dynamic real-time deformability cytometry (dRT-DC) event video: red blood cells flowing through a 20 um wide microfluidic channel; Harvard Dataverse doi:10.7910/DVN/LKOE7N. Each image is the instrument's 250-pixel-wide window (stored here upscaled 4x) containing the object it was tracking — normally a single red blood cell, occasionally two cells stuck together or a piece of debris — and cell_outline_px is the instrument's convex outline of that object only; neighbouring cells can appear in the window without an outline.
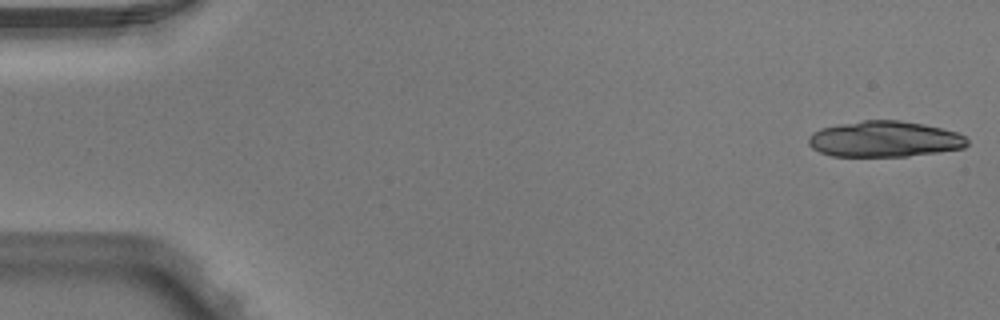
{"species": "Egyptian fruit bat (a non-hibernating species)", "species_latin": "Rousettus aegyptiacus", "temperature_condition": "warm", "stored_images_in_passage": 4, "camera_frame_rate_fps": 3000, "um_per_image_px": 0.085, "animal": {"sex": "male"}, "frame": {"image": 1, "passage_image": 1, "time_ms": 0.0, "image_size_px": [1000, 320], "cell_outline_px": [[968, 144], [964, 148], [908, 156], [832, 156], [820, 152], [812, 148], [808, 144], [808, 136], [812, 132], [820, 128], [836, 124], [864, 120], [900, 120], [924, 124], [956, 132], [964, 136], [968, 140]], "centroid_in_image_um": [75.14, 11.81], "position_along_channel_um": 9.9, "area_um2": 33.29}}